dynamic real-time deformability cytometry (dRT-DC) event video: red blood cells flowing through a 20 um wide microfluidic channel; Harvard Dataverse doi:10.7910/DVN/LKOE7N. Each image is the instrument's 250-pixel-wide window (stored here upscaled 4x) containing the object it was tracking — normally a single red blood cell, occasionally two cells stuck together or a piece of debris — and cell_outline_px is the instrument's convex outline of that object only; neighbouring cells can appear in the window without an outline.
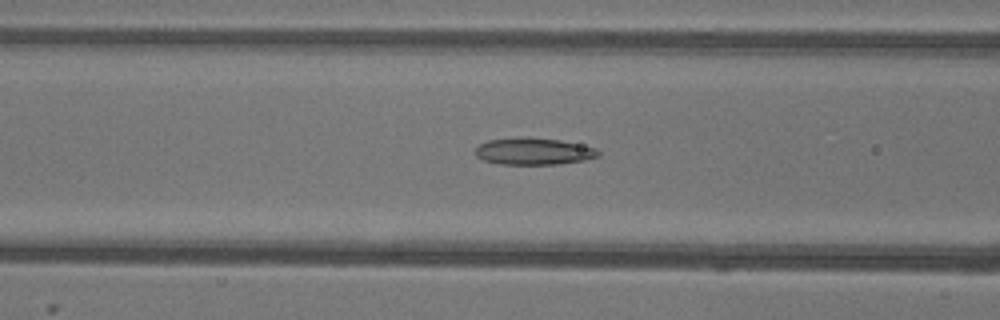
{"species": "common noctule bat (a hibernating species)", "species_latin": "Nyctalus noctula", "temperature_condition": "warm", "stored_images_in_passage": 53, "camera_frame_rate_fps": 3000, "um_per_image_px": 0.085, "animal": {"sex": "female"}, "frame": {"image": 1, "passage_image": 21, "time_ms": 6.667, "image_size_px": [1000, 320], "cell_outline_px": [[600, 156], [584, 160], [556, 164], [500, 164], [484, 160], [476, 156], [476, 148], [480, 144], [488, 140], [524, 136], [528, 136], [560, 140], [596, 148], [600, 152]], "centroid_in_image_um": [45.36, 12.85], "position_along_channel_um": 121.2, "area_um2": 19.31}}
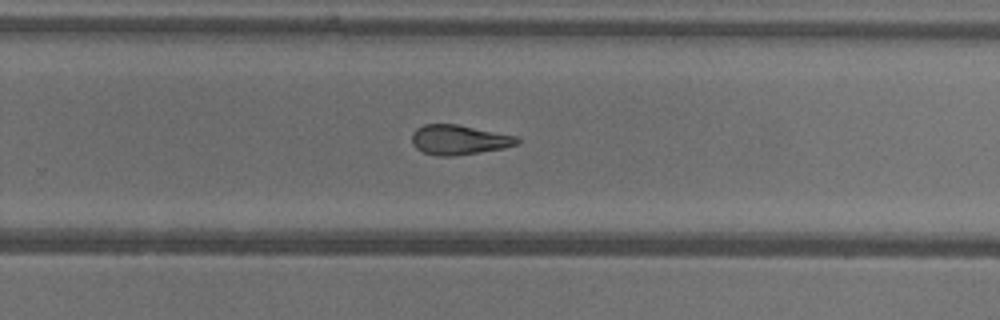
{"frame": {"image": 2, "passage_image": 34, "time_ms": 11.0, "image_size_px": [1000, 320], "cell_outline_px": [[520, 140], [516, 144], [504, 148], [456, 156], [436, 156], [424, 152], [416, 148], [412, 144], [412, 132], [416, 128], [424, 124], [456, 124], [516, 136]], "centroid_in_image_um": [38.97, 11.89], "position_along_channel_um": 290.8, "area_um2": 18.21}}
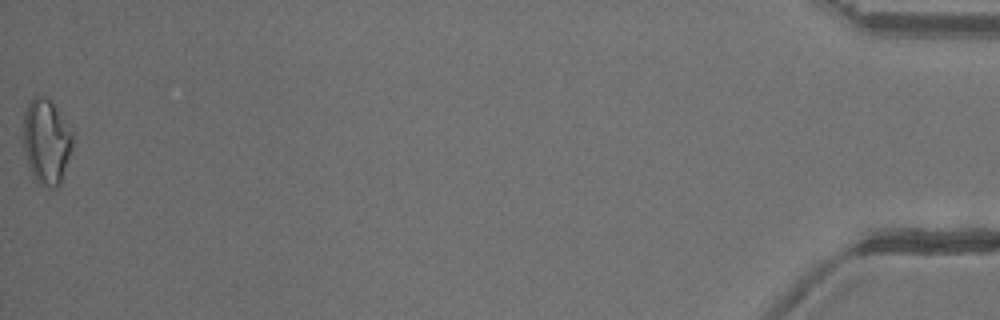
{"frame": {"image": 3, "passage_image": 53, "time_ms": 17.333, "image_size_px": [1000, 320], "cell_outline_px": [[72, 148], [60, 184], [56, 188], [48, 188], [36, 184], [28, 168], [24, 148], [24, 112], [32, 96], [44, 96], [52, 104], [72, 132]], "centroid_in_image_um": [3.91, 12.1], "position_along_channel_um": 431.3, "area_um2": 24.33}, "authors_computed_cell_mechanics": {"area_um2": 19.7676, "velocity_mm_per_s": 3.9204, "shape_relaxation_time_tau1_ms": null, "shape_relaxation_time_tau2_ms": 4.1629, "deformation_change_tau1": null, "deformation_change_tau2": 0.1393}}